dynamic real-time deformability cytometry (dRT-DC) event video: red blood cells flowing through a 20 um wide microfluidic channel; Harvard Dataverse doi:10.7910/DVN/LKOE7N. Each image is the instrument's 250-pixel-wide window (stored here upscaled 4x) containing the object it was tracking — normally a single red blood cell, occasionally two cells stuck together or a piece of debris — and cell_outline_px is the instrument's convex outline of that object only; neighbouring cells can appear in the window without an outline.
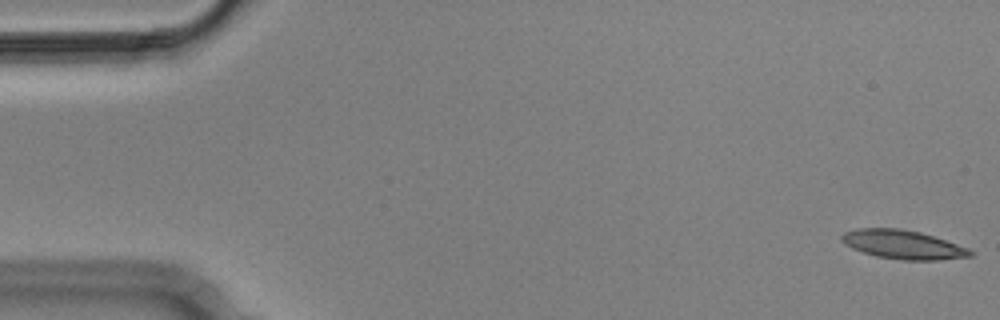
{"species": "Egyptian fruit bat (a non-hibernating species)", "species_latin": "Rousettus aegyptiacus", "temperature_condition": "cold", "stored_images_in_passage": 4, "camera_frame_rate_fps": 3000, "um_per_image_px": 0.085, "animal": {"sex": "male"}, "frame": {"image": 1, "passage_image": 1, "time_ms": 0.0, "image_size_px": [1000, 320], "cell_outline_px": [[972, 256], [936, 260], [904, 260], [876, 256], [852, 248], [844, 244], [840, 240], [840, 236], [844, 232], [856, 228], [900, 228], [920, 232], [968, 248], [972, 252]], "centroid_in_image_um": [76.69, 20.78], "position_along_channel_um": 8.3, "area_um2": 21.44}}